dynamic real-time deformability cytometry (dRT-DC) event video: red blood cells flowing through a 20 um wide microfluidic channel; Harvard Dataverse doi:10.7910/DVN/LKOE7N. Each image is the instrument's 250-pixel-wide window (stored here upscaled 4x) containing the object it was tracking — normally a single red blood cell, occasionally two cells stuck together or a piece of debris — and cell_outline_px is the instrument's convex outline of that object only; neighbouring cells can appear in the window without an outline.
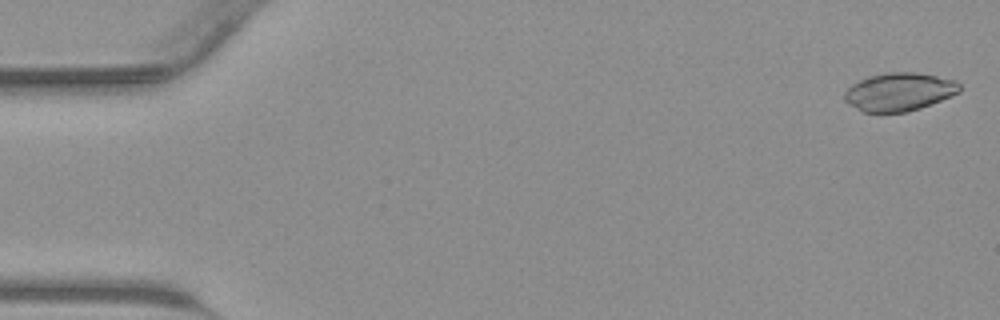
{"species": "common noctule bat (a hibernating species)", "species_latin": "Nyctalus noctula", "temperature_condition": "warm", "stored_images_in_passage": 44, "camera_frame_rate_fps": 3000, "um_per_image_px": 0.085, "animal": {"sex": "male", "body_mass_g": 23.1, "forearm_length_mm": 52.7}, "frame": {"image": 1, "passage_image": 1, "time_ms": 0.0, "image_size_px": [1000, 320], "cell_outline_px": [[960, 92], [920, 108], [908, 112], [860, 112], [848, 104], [844, 100], [844, 92], [852, 84], [868, 76], [888, 72], [916, 72], [956, 80], [960, 84]], "centroid_in_image_um": [76.4, 7.81], "position_along_channel_um": 8.6, "area_um2": 25.66}}
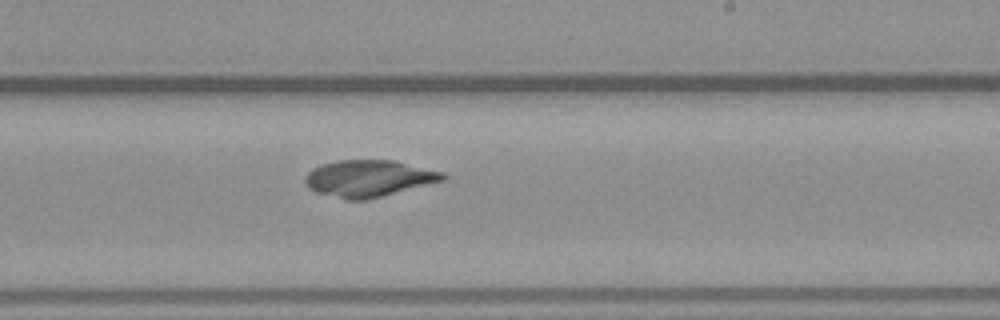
{"frame": {"image": 2, "passage_image": 26, "time_ms": 8.333, "image_size_px": [1000, 320], "cell_outline_px": [[448, 176], [444, 180], [368, 200], [344, 200], [316, 192], [308, 188], [304, 184], [304, 176], [312, 168], [336, 160], [396, 160], [444, 172]], "centroid_in_image_um": [31.33, 15.17], "position_along_channel_um": 257.7, "area_um2": 29.82}}
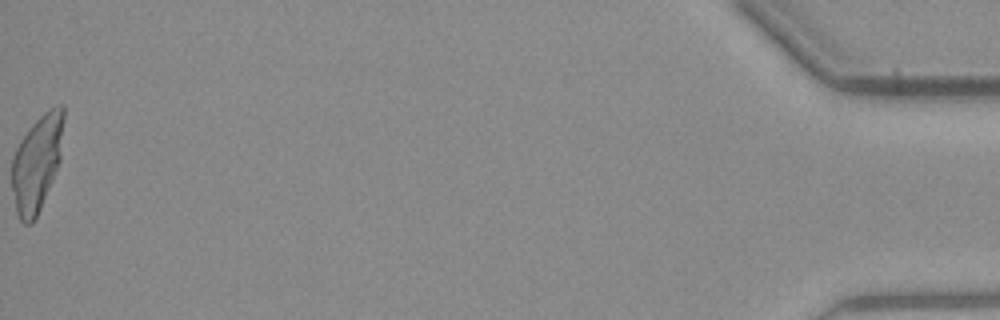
{"frame": {"image": 3, "passage_image": 44, "time_ms": 14.333, "image_size_px": [1000, 320], "cell_outline_px": [[64, 116], [60, 160], [36, 220], [32, 224], [24, 224], [20, 220], [16, 212], [12, 188], [12, 156], [20, 140], [28, 128], [48, 108], [56, 104], [64, 104]], "centroid_in_image_um": [3.14, 13.84], "position_along_channel_um": 432.1, "area_um2": 29.25}}